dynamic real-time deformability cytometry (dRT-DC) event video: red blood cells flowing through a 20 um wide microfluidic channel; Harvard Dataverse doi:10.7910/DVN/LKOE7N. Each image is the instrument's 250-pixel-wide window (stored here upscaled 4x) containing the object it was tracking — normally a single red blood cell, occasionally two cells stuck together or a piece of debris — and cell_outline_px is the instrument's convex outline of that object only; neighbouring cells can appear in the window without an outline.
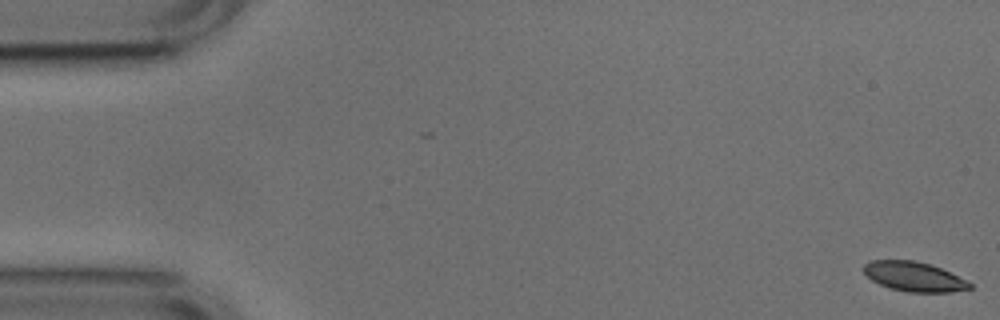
{"species": "common noctule bat (a hibernating species)", "species_latin": "Nyctalus noctula", "temperature_condition": "cold", "stored_images_in_passage": 53, "camera_frame_rate_fps": 3000, "um_per_image_px": 0.085, "animal": {"sex": "male", "body_mass_g": 17.9, "forearm_length_mm": 54.2}, "frame": {"image": 1, "passage_image": 1, "time_ms": 0.0, "image_size_px": [1000, 320], "cell_outline_px": [[972, 288], [952, 292], [908, 292], [892, 288], [880, 284], [872, 280], [864, 272], [864, 264], [872, 260], [916, 260], [940, 268], [972, 284]], "centroid_in_image_um": [77.67, 23.51], "position_along_channel_um": 7.3, "area_um2": 17.92}}
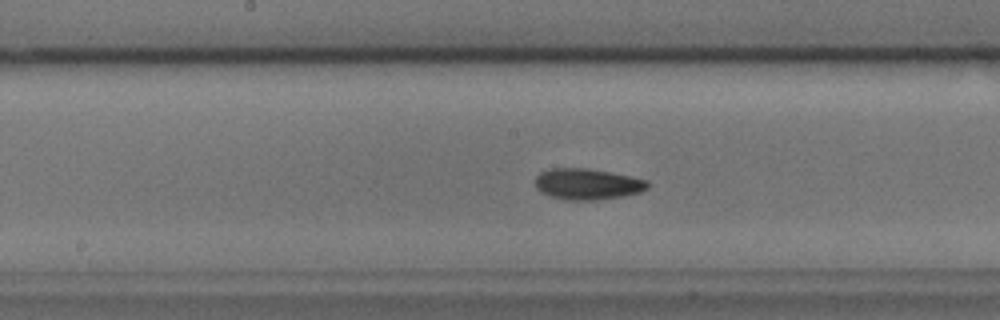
{"frame": {"image": 2, "passage_image": 27, "time_ms": 8.667, "image_size_px": [1000, 320], "cell_outline_px": [[648, 188], [640, 192], [624, 196], [596, 200], [564, 200], [548, 196], [540, 192], [536, 188], [536, 176], [540, 172], [552, 168], [588, 168], [648, 180]], "centroid_in_image_um": [49.89, 15.66], "position_along_channel_um": 198.3, "area_um2": 20.4}}
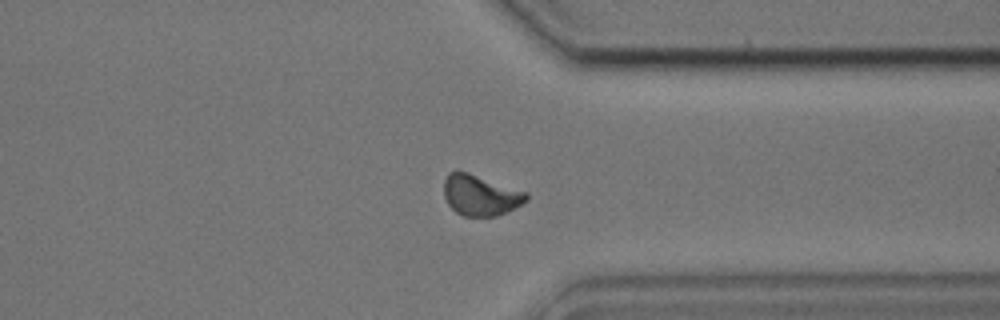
{"frame": {"image": 3, "passage_image": 41, "time_ms": 13.333, "image_size_px": [1000, 320], "cell_outline_px": [[528, 200], [496, 216], [464, 216], [456, 212], [448, 204], [444, 196], [444, 180], [448, 172], [468, 172], [528, 192]], "centroid_in_image_um": [40.82, 16.58], "position_along_channel_um": 370.6, "area_um2": 19.36}, "authors_computed_cell_mechanics": {"area_um2": 19.363, "velocity_mm_per_s": 3.7438, "shape_relaxation_time_tau1_ms": 3.976, "shape_relaxation_time_tau2_ms": 2.8355, "deformation_change_tau1": 0.0938, "deformation_change_tau2": 0.076}}